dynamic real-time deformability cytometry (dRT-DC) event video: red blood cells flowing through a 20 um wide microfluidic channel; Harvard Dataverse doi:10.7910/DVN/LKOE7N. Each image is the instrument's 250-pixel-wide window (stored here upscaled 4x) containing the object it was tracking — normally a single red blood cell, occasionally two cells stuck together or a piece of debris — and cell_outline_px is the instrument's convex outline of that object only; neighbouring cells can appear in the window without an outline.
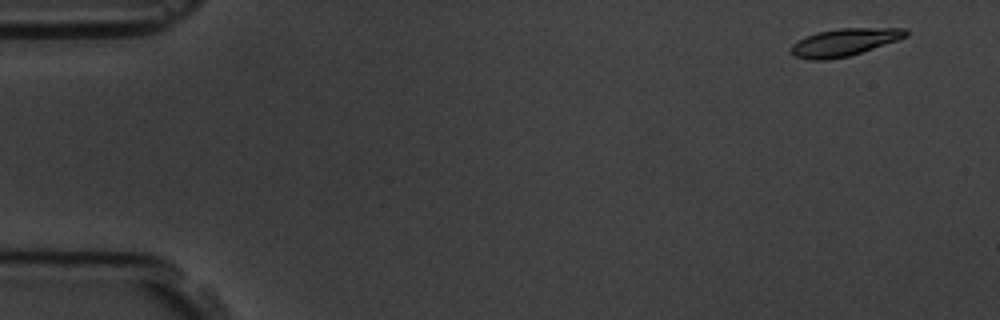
{"species": "common noctule bat (a hibernating species)", "species_latin": "Nyctalus noctula", "temperature_condition": "room temperature", "stored_images_in_passage": 4, "camera_frame_rate_fps": 3000, "um_per_image_px": 0.085, "animal": {"sex": "male", "body_mass_g": 19.5, "forearm_length_mm": 54.6}, "frame": {"image": 1, "passage_image": 1, "time_ms": 0.0, "image_size_px": [1000, 320], "cell_outline_px": [[908, 36], [848, 56], [824, 60], [808, 60], [792, 56], [788, 52], [792, 44], [796, 40], [804, 36], [816, 32], [840, 28], [908, 28]], "centroid_in_image_um": [71.67, 3.59], "position_along_channel_um": 13.3, "area_um2": 18.5}}